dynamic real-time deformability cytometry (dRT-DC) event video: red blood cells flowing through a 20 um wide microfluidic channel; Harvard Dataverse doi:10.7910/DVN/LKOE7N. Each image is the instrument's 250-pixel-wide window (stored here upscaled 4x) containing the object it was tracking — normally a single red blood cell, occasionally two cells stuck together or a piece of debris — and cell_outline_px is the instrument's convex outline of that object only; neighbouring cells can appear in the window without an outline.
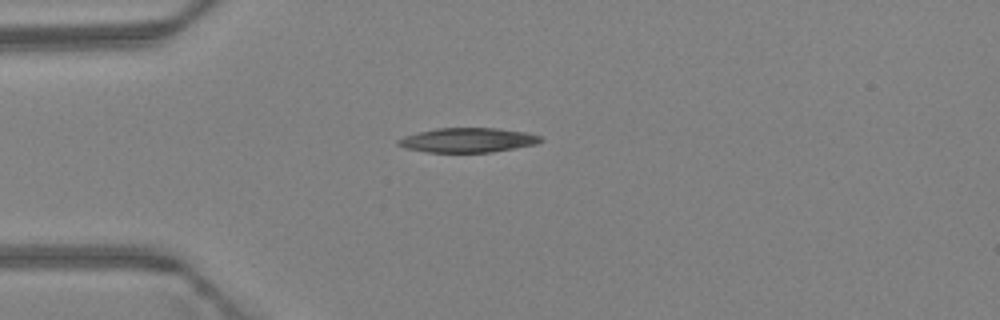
{"species": "Egyptian fruit bat (a non-hibernating species)", "species_latin": "Rousettus aegyptiacus", "temperature_condition": "warm", "stored_images_in_passage": 36, "camera_frame_rate_fps": 3000, "um_per_image_px": 0.085, "animal": {"sex": "female"}, "frame": {"image": 1, "passage_image": 1, "time_ms": 0.0, "image_size_px": [1000, 320], "cell_outline_px": [[544, 140], [536, 144], [492, 152], [428, 152], [404, 148], [396, 144], [396, 140], [404, 136], [436, 128], [496, 128], [524, 132], [540, 136]], "centroid_in_image_um": [39.73, 11.91], "position_along_channel_um": 45.3, "area_um2": 20.23}}
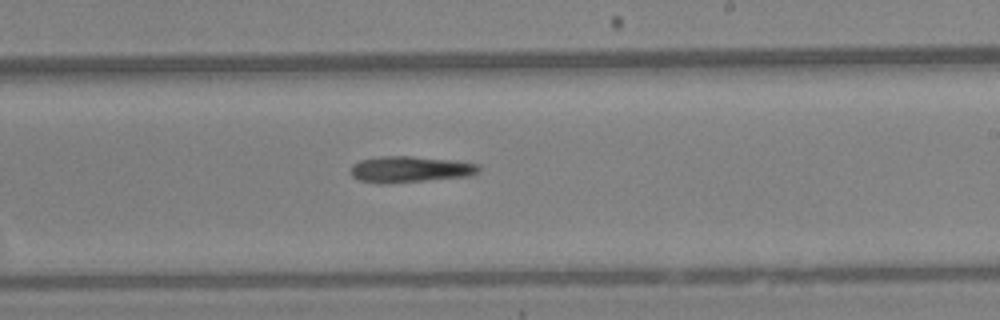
{"frame": {"image": 2, "passage_image": 17, "time_ms": 5.333, "image_size_px": [1000, 320], "cell_outline_px": [[480, 172], [472, 176], [384, 184], [380, 184], [360, 180], [352, 176], [352, 164], [360, 160], [380, 156], [412, 156], [456, 160], [476, 164], [480, 168]], "centroid_in_image_um": [34.88, 14.39], "position_along_channel_um": 254.1, "area_um2": 19.71}}
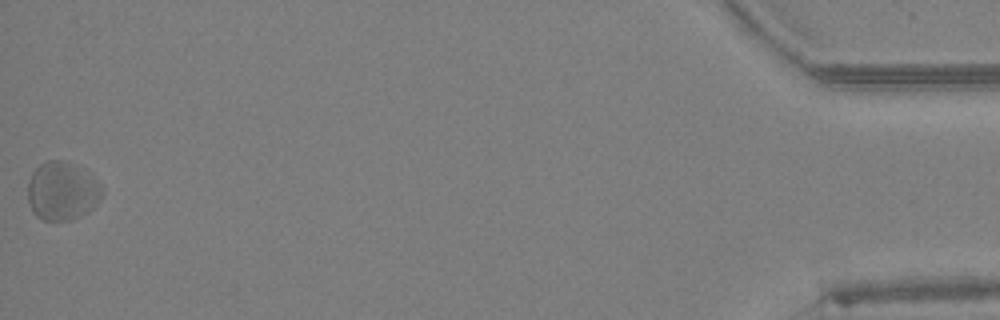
{"frame": {"image": 3, "passage_image": 36, "time_ms": 11.667, "image_size_px": [1000, 320], "cell_outline_px": [[104, 192], [92, 208], [88, 212], [72, 220], [44, 220], [36, 216], [32, 212], [28, 200], [28, 180], [32, 172], [40, 164], [48, 160], [60, 160], [84, 168], [104, 188]], "centroid_in_image_um": [5.28, 16.24], "position_along_channel_um": 429.9, "area_um2": 25.43}}